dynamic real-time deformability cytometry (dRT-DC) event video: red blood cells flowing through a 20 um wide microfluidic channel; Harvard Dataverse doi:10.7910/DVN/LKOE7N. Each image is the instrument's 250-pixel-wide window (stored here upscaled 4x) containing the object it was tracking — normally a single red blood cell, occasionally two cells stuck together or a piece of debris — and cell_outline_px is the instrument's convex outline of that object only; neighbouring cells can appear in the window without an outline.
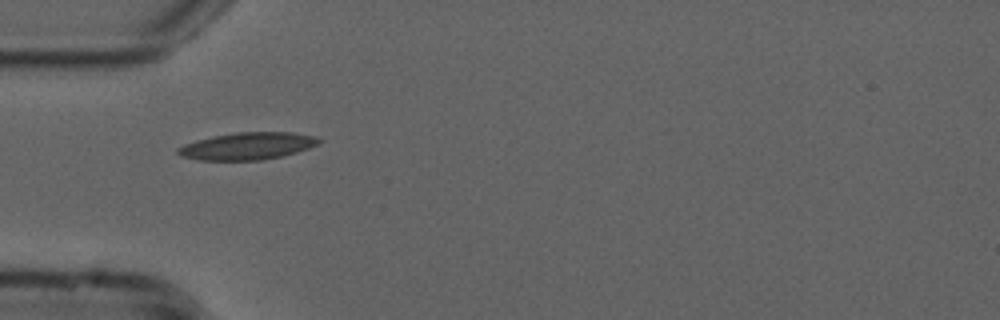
{"species": "common noctule bat (a hibernating species)", "species_latin": "Nyctalus noctula", "temperature_condition": "cold", "stored_images_in_passage": 38, "camera_frame_rate_fps": 3000, "um_per_image_px": 0.085, "animal": {"sex": "male", "forearm_length_mm": 52.5}, "frame": {"image": 1, "passage_image": 1, "time_ms": 0.0, "image_size_px": [1000, 320], "cell_outline_px": [[324, 140], [320, 144], [296, 152], [280, 156], [260, 160], [200, 160], [180, 156], [176, 152], [176, 148], [184, 144], [196, 140], [212, 136], [236, 132], [292, 132], [316, 136]], "centroid_in_image_um": [21.04, 12.4], "position_along_channel_um": 64.0, "area_um2": 22.48}}
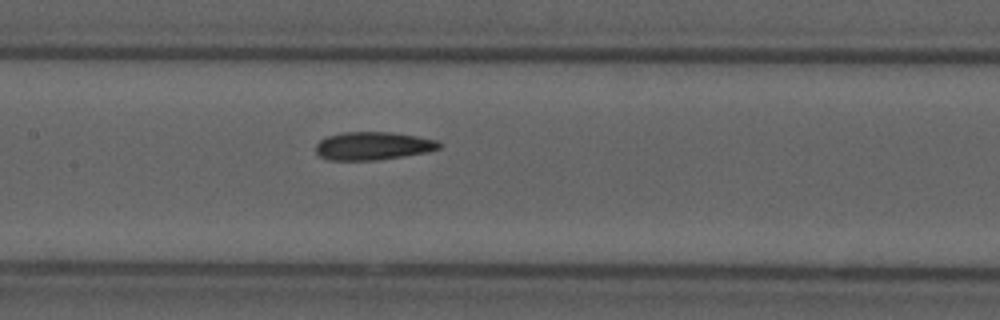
{"frame": {"image": 2, "passage_image": 10, "time_ms": 3.0, "image_size_px": [1000, 320], "cell_outline_px": [[440, 148], [424, 152], [376, 160], [328, 160], [320, 156], [316, 152], [316, 144], [320, 140], [328, 136], [344, 132], [392, 132], [416, 136], [436, 140], [440, 144]], "centroid_in_image_um": [31.65, 12.39], "position_along_channel_um": 175.7, "area_um2": 19.88}}
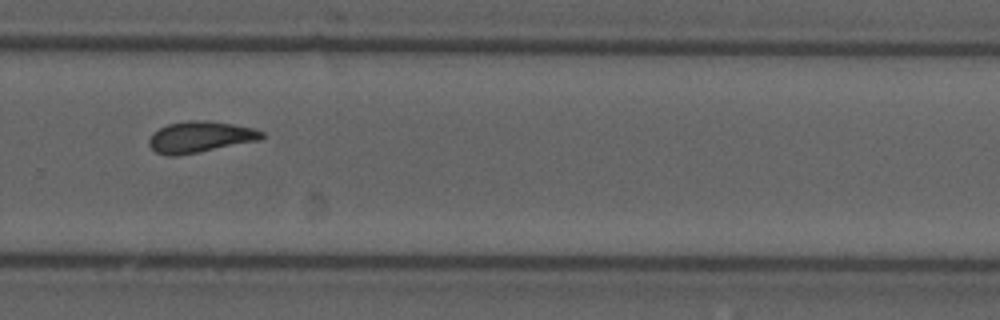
{"frame": {"image": 3, "passage_image": 21, "time_ms": 6.667, "image_size_px": [1000, 320], "cell_outline_px": [[264, 136], [260, 140], [176, 156], [168, 156], [156, 152], [148, 144], [148, 140], [152, 132], [168, 124], [188, 120], [208, 120], [232, 124], [252, 128], [264, 132]], "centroid_in_image_um": [16.98, 11.63], "position_along_channel_um": 312.8, "area_um2": 20.4}, "authors_computed_cell_mechanics": {"area_um2": 20.0855, "velocity_mm_per_s": 3.7529, "shape_relaxation_time_tau1_ms": 6.0693, "shape_relaxation_time_tau2_ms": 2.3993, "deformation_change_tau1": 0.1567, "deformation_change_tau2": 0.0951}}